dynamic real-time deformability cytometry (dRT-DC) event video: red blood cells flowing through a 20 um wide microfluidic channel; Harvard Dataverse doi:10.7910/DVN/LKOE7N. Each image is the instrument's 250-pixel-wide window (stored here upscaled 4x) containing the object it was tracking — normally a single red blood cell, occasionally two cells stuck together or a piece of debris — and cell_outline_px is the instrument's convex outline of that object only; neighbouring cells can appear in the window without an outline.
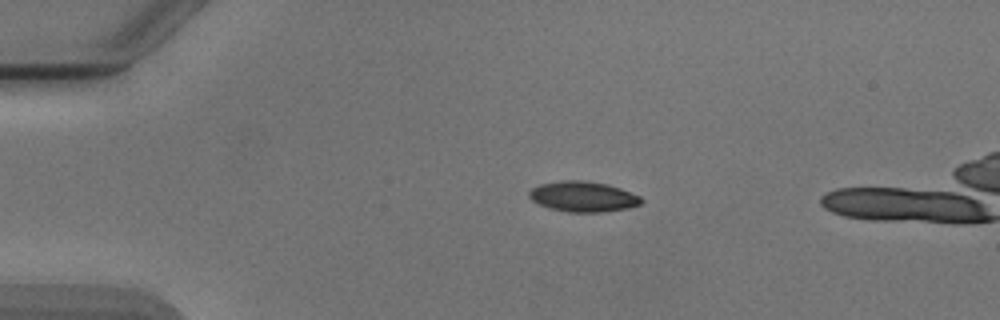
{"species": "Egyptian fruit bat (a non-hibernating species)", "species_latin": "Rousettus aegyptiacus", "temperature_condition": "cold", "stored_images_in_passage": 39, "camera_frame_rate_fps": 3000, "um_per_image_px": 0.085, "animal": {"sex": "male"}, "frame": {"image": 1, "passage_image": 1, "time_ms": 0.0, "image_size_px": [1000, 320], "cell_outline_px": [[644, 200], [640, 204], [628, 208], [600, 212], [568, 212], [552, 208], [540, 204], [532, 200], [528, 196], [528, 192], [532, 188], [540, 184], [560, 180], [584, 180], [608, 184], [620, 188], [640, 196]], "centroid_in_image_um": [49.56, 16.7], "position_along_channel_um": 35.4, "area_um2": 19.83}}
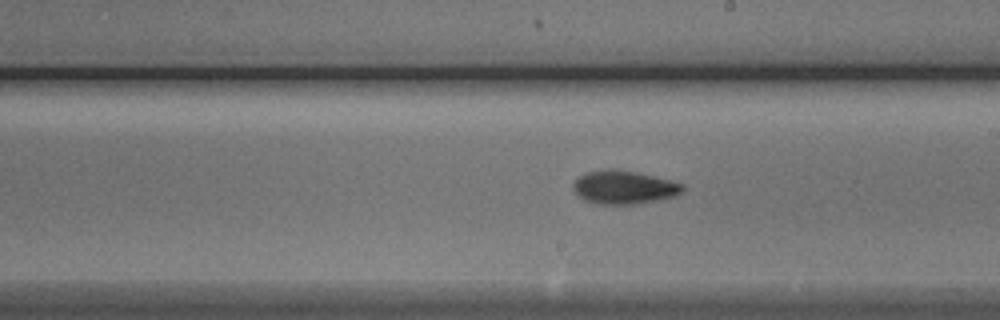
{"frame": {"image": 2, "passage_image": 20, "time_ms": 6.333, "image_size_px": [1000, 320], "cell_outline_px": [[684, 188], [676, 196], [636, 204], [596, 204], [584, 200], [572, 188], [572, 184], [580, 176], [588, 172], [608, 168], [636, 172], [684, 184]], "centroid_in_image_um": [53.01, 15.92], "position_along_channel_um": 236.0, "area_um2": 21.04}}
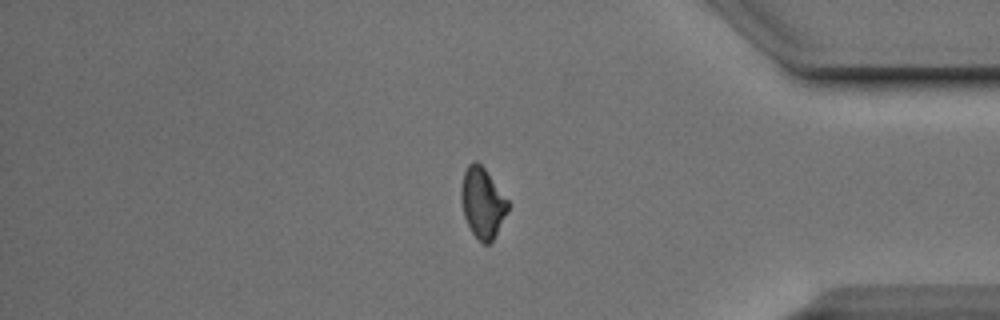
{"frame": {"image": 3, "passage_image": 34, "time_ms": 11.0, "image_size_px": [1000, 320], "cell_outline_px": [[508, 212], [492, 240], [488, 244], [484, 244], [472, 232], [464, 216], [460, 196], [460, 188], [464, 172], [468, 164], [472, 160], [476, 160], [484, 168], [508, 200]], "centroid_in_image_um": [40.99, 17.2], "position_along_channel_um": 394.2, "area_um2": 18.96}}